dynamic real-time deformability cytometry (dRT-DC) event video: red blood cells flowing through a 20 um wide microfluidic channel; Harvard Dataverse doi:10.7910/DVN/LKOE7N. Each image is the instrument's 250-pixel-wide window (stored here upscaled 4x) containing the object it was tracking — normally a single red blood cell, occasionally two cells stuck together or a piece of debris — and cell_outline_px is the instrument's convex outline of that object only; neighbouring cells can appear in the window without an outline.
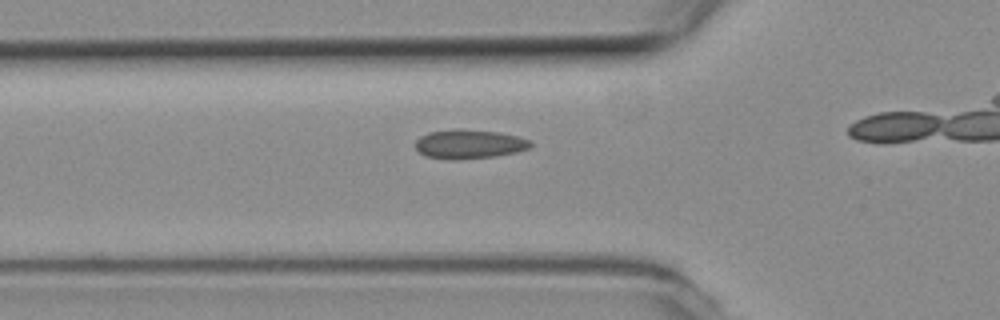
{"species": "common noctule bat (a hibernating species)", "species_latin": "Nyctalus noctula", "temperature_condition": "room temperature", "stored_images_in_passage": 13, "camera_frame_rate_fps": 3000, "um_per_image_px": 0.085, "animal": {"sex": "female", "body_mass_g": 19.3, "forearm_length_mm": 54.1}, "frame": {"image": 1, "passage_image": 8, "time_ms": 2.333, "image_size_px": [1000, 320], "cell_outline_px": [[532, 144], [528, 148], [516, 152], [496, 156], [456, 160], [448, 160], [424, 156], [416, 148], [416, 140], [420, 136], [428, 132], [456, 128], [496, 132], [516, 136], [528, 140]], "centroid_in_image_um": [39.82, 12.25], "position_along_channel_um": 86.0, "area_um2": 19.54}}
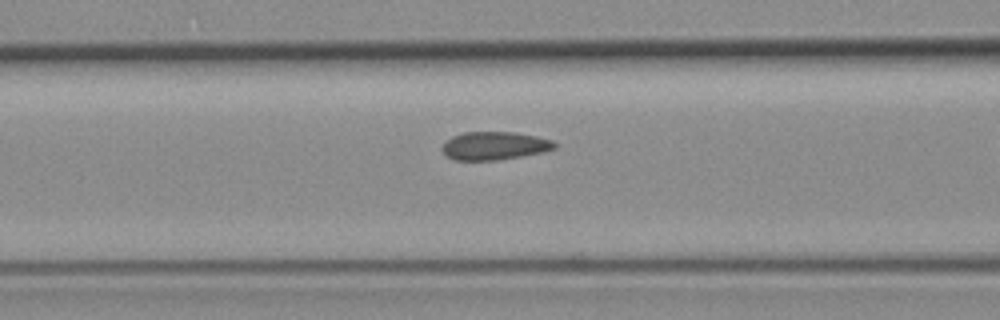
{"frame": {"image": 2, "passage_image": 11, "time_ms": 3.333, "image_size_px": [1000, 320], "cell_outline_px": [[556, 148], [540, 152], [520, 156], [496, 160], [456, 160], [448, 156], [440, 148], [452, 136], [464, 132], [516, 132], [536, 136], [552, 140], [556, 144]], "centroid_in_image_um": [42.02, 12.38], "position_along_channel_um": 124.6, "area_um2": 18.21}}